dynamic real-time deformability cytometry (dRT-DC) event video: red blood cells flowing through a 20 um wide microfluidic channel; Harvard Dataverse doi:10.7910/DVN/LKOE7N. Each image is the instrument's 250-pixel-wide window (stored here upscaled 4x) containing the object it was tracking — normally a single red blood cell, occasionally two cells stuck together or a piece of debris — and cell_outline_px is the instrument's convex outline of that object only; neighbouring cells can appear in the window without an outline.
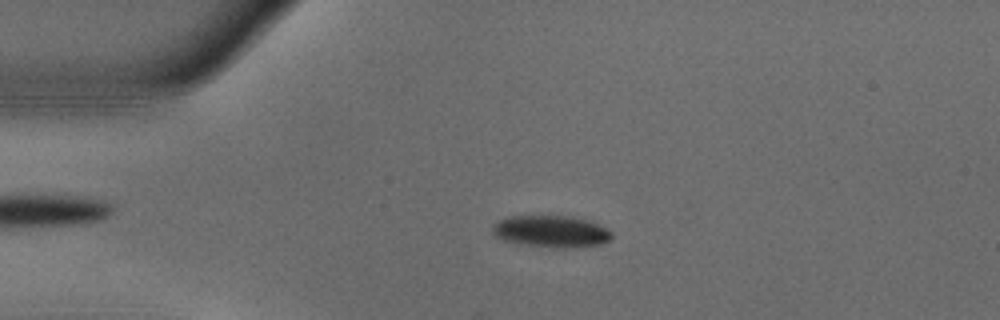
{"species": "common noctule bat (a hibernating species)", "species_latin": "Nyctalus noctula", "temperature_condition": "warm", "stored_images_in_passage": 54, "camera_frame_rate_fps": 3000, "um_per_image_px": 0.085, "animal": {"sex": "male", "body_mass_g": 18.8}, "frame": {"image": 1, "passage_image": 12, "time_ms": 3.667, "image_size_px": [1000, 320], "cell_outline_px": [[612, 236], [608, 240], [600, 244], [572, 248], [556, 248], [524, 244], [504, 240], [496, 236], [492, 232], [492, 224], [508, 216], [564, 216], [588, 220], [612, 232]], "centroid_in_image_um": [46.82, 19.67], "position_along_channel_um": 38.2, "area_um2": 21.85}}
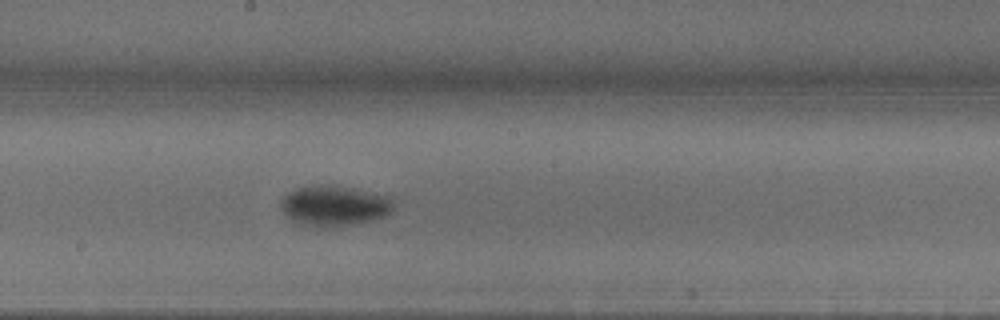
{"frame": {"image": 2, "passage_image": 29, "time_ms": 9.333, "image_size_px": [1000, 320], "cell_outline_px": [[396, 208], [388, 216], [372, 220], [332, 228], [324, 228], [292, 224], [288, 220], [280, 208], [280, 200], [288, 192], [296, 188], [324, 184], [332, 184], [352, 188], [388, 196], [396, 204]], "centroid_in_image_um": [28.38, 17.52], "position_along_channel_um": 219.8, "area_um2": 27.46}}
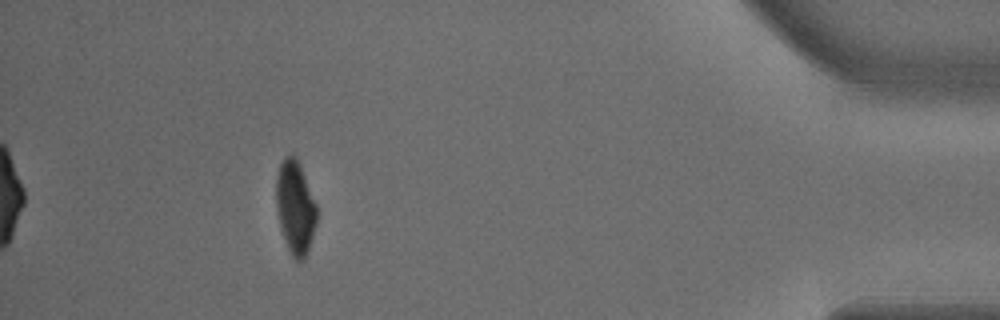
{"frame": {"image": 3, "passage_image": 49, "time_ms": 16.0, "image_size_px": [1000, 320], "cell_outline_px": [[316, 224], [304, 260], [296, 260], [292, 256], [284, 240], [280, 228], [276, 208], [276, 176], [280, 164], [284, 156], [296, 156], [300, 164], [316, 204]], "centroid_in_image_um": [25.07, 17.61], "position_along_channel_um": 410.1, "area_um2": 21.91}, "authors_computed_cell_mechanics": {"area_um2": 23.5535, "velocity_mm_per_s": 3.7186, "shape_relaxation_time_tau1_ms": 2.7853, "shape_relaxation_time_tau2_ms": 3.083, "deformation_change_tau1": 0.1441, "deformation_change_tau2": 0.043}}